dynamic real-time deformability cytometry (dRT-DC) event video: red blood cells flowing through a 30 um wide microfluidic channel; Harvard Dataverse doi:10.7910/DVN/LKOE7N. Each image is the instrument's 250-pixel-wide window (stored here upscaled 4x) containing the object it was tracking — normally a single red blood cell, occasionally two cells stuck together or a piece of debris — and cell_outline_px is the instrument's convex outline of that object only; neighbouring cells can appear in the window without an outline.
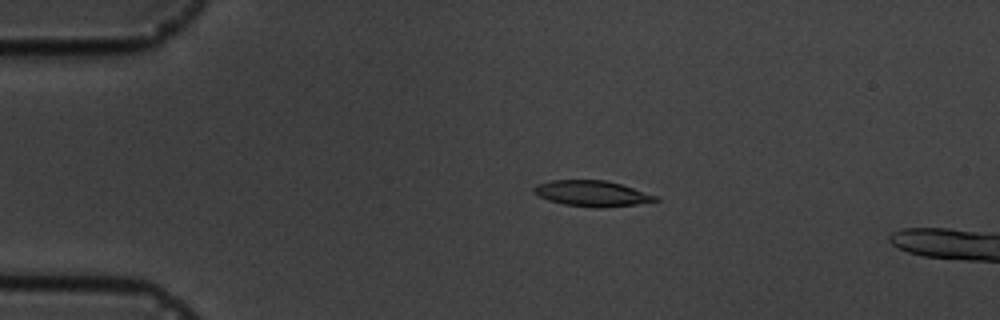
{"species": "common noctule bat (a hibernating species)", "species_latin": "Nyctalus noctula", "temperature_condition": "cold", "stored_images_in_passage": 17, "camera_frame_rate_fps": 3000, "um_per_image_px": 0.085, "animal": {"sex": "male", "body_mass_g": 19.5, "forearm_length_mm": 54.6}, "frame": {"image": 1, "passage_image": 4, "time_ms": 3.667, "image_size_px": [1000, 320], "cell_outline_px": [[660, 200], [636, 204], [596, 208], [592, 208], [564, 204], [548, 200], [532, 192], [532, 188], [536, 184], [552, 180], [604, 180], [620, 184], [660, 196]], "centroid_in_image_um": [50.32, 16.44], "position_along_channel_um": 34.7, "area_um2": 18.26}}
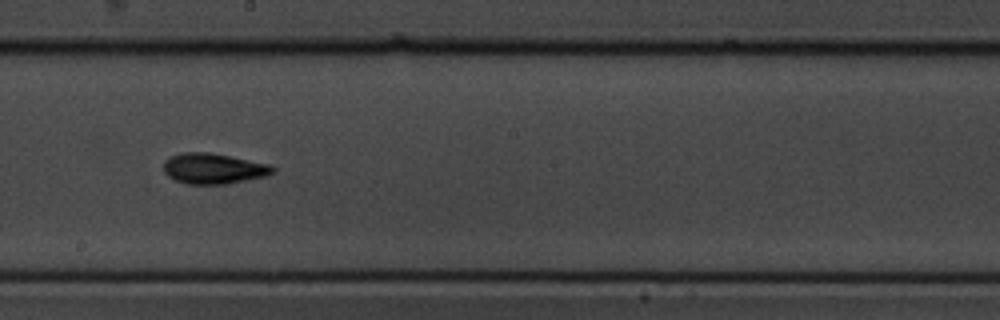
{"frame": {"image": 2, "passage_image": 10, "time_ms": 10.333, "image_size_px": [1000, 320], "cell_outline_px": [[276, 172], [268, 176], [224, 184], [188, 184], [176, 180], [168, 176], [164, 172], [164, 160], [180, 152], [212, 152], [268, 164], [276, 168]], "centroid_in_image_um": [18.16, 14.32], "position_along_channel_um": 230.0, "area_um2": 19.54}}
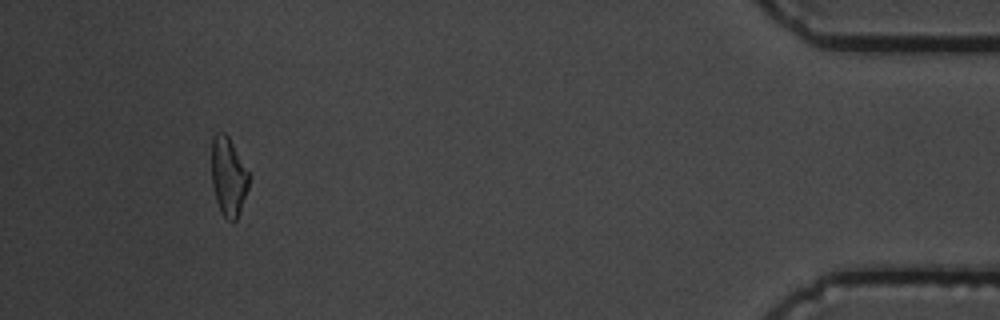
{"frame": {"image": 3, "passage_image": 16, "time_ms": 17.333, "image_size_px": [1000, 320], "cell_outline_px": [[248, 188], [240, 212], [236, 220], [232, 224], [220, 212], [216, 200], [212, 184], [212, 136], [216, 132], [224, 132], [228, 136], [248, 172]], "centroid_in_image_um": [19.39, 15.04], "position_along_channel_um": 415.8, "area_um2": 16.99}, "authors_computed_cell_mechanics": {"area_um2": 17.918, "velocity_mm_per_s": 3.574, "shape_relaxation_time_tau1_ms": 3.4308, "shape_relaxation_time_tau2_ms": 4.7359, "deformation_change_tau1": 0.1224, "deformation_change_tau2": 0.1231}}